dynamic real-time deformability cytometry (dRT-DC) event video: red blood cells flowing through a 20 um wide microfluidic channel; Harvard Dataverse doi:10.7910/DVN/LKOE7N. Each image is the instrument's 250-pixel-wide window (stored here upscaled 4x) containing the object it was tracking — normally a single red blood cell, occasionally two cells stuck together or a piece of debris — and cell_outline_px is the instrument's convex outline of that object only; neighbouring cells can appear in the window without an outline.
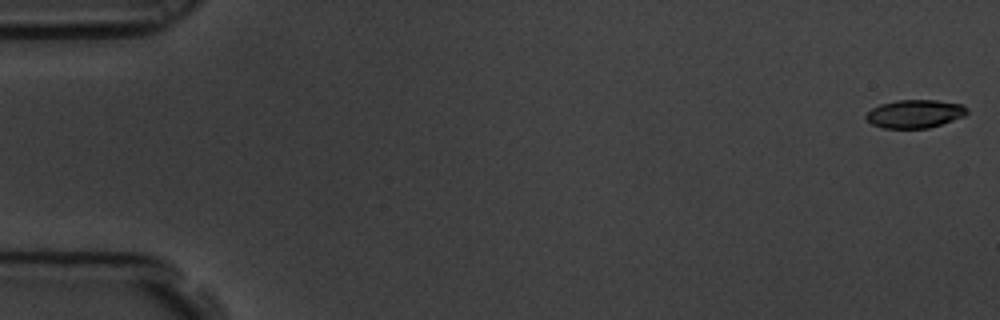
{"species": "common noctule bat (a hibernating species)", "species_latin": "Nyctalus noctula", "temperature_condition": "room temperature", "stored_images_in_passage": 59, "camera_frame_rate_fps": 3000, "um_per_image_px": 0.085, "animal": {"sex": "male", "body_mass_g": 19.5, "forearm_length_mm": 54.6}, "frame": {"image": 1, "passage_image": 1, "time_ms": 0.0, "image_size_px": [1000, 320], "cell_outline_px": [[968, 112], [964, 116], [928, 128], [884, 128], [872, 124], [864, 116], [872, 108], [880, 104], [896, 100], [936, 100], [960, 104], [968, 108]], "centroid_in_image_um": [77.75, 9.67], "position_along_channel_um": 7.3, "area_um2": 16.47}}
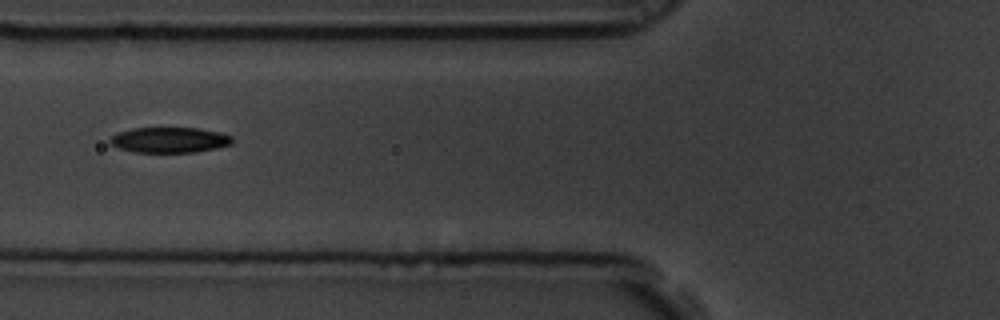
{"frame": {"image": 2, "passage_image": 23, "time_ms": 7.333, "image_size_px": [1000, 320], "cell_outline_px": [[232, 144], [216, 148], [196, 152], [132, 152], [108, 144], [108, 140], [112, 136], [120, 132], [132, 128], [200, 128], [220, 132], [232, 136]], "centroid_in_image_um": [14.4, 11.89], "position_along_channel_um": 111.4, "area_um2": 18.21}}
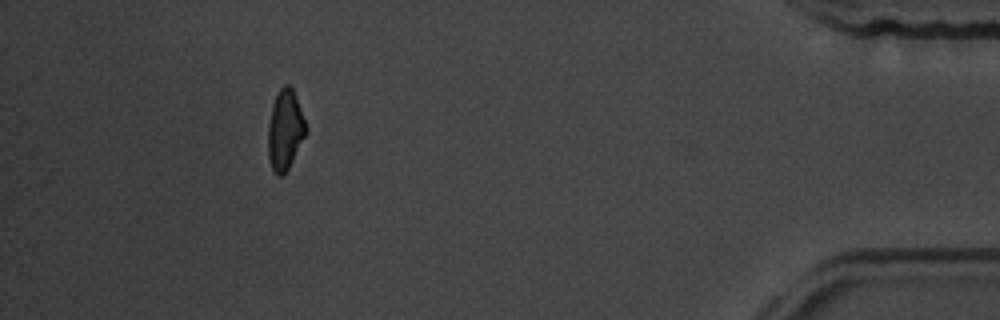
{"frame": {"image": 3, "passage_image": 54, "time_ms": 17.667, "image_size_px": [1000, 320], "cell_outline_px": [[308, 132], [288, 168], [280, 176], [276, 176], [272, 172], [268, 156], [268, 124], [272, 104], [280, 88], [284, 84], [288, 84], [292, 88], [308, 128]], "centroid_in_image_um": [24.23, 11.06], "position_along_channel_um": 411.0, "area_um2": 17.74}, "authors_computed_cell_mechanics": {"area_um2": 18.207, "velocity_mm_per_s": 3.4724, "shape_relaxation_time_tau1_ms": 2.8255, "shape_relaxation_time_tau2_ms": 4.1019, "deformation_change_tau1": 0.1324, "deformation_change_tau2": 0.1021}}